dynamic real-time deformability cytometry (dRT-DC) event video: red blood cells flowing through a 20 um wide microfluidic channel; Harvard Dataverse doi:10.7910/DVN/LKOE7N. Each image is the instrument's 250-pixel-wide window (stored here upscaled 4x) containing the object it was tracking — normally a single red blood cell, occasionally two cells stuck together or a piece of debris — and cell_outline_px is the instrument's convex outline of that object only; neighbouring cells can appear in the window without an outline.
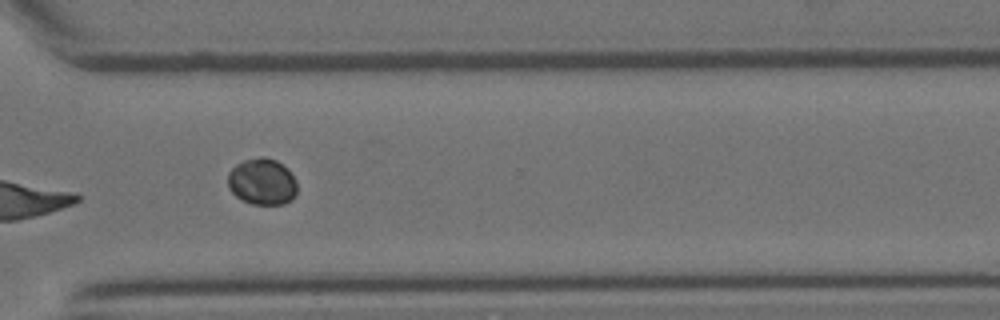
{"species": "Egyptian fruit bat (a non-hibernating species)", "species_latin": "Rousettus aegyptiacus", "temperature_condition": "room temperature", "stored_images_in_passage": 24, "camera_frame_rate_fps": 3000, "um_per_image_px": 0.085, "animal": {"sex": "female"}, "frame": {"image": 1, "passage_image": 17, "time_ms": 5.333, "image_size_px": [1000, 320], "cell_outline_px": [[296, 196], [292, 200], [284, 204], [252, 204], [236, 196], [228, 188], [228, 172], [236, 164], [244, 160], [260, 156], [264, 156], [276, 160], [288, 168], [296, 180]], "centroid_in_image_um": [22.3, 15.43], "position_along_channel_um": 348.3, "area_um2": 18.96}}
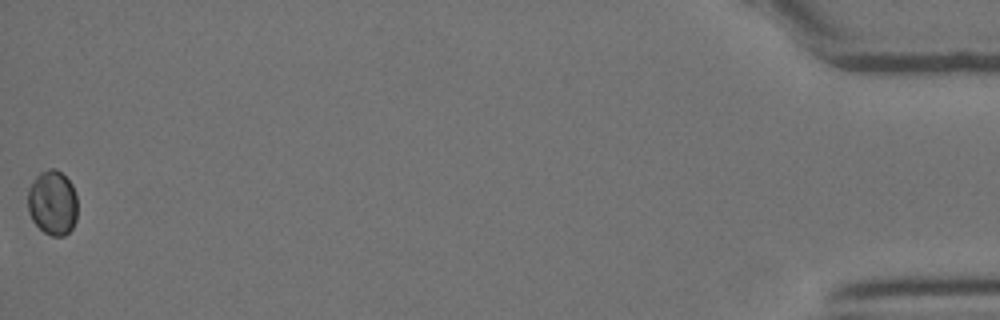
{"frame": {"image": 2, "passage_image": 24, "time_ms": 7.667, "image_size_px": [1000, 320], "cell_outline_px": [[76, 220], [72, 228], [64, 236], [52, 236], [44, 232], [32, 220], [28, 212], [28, 188], [36, 176], [40, 172], [48, 168], [56, 168], [72, 184], [76, 192]], "centroid_in_image_um": [4.46, 17.22], "position_along_channel_um": 430.7, "area_um2": 18.84}}